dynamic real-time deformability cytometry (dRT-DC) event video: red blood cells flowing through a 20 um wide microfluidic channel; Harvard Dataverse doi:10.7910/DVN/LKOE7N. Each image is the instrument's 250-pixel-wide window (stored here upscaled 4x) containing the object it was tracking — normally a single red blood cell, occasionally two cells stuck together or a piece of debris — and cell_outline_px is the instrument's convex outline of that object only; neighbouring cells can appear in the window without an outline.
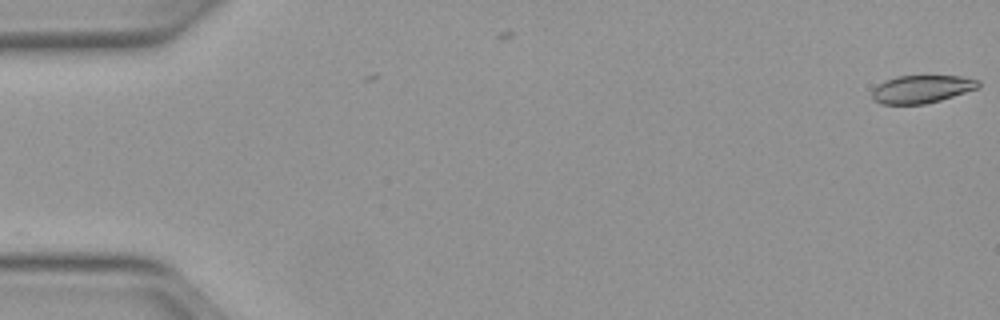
{"species": "Egyptian fruit bat (a non-hibernating species)", "species_latin": "Rousettus aegyptiacus", "temperature_condition": "warm", "stored_images_in_passage": 2, "camera_frame_rate_fps": 3000, "um_per_image_px": 0.085, "animal": {"sex": "female"}, "frame": {"image": 1, "passage_image": 1, "time_ms": 0.0, "image_size_px": [1000, 320], "cell_outline_px": [[980, 84], [976, 88], [940, 100], [924, 104], [880, 104], [872, 100], [872, 92], [884, 80], [896, 76], [960, 76], [980, 80]], "centroid_in_image_um": [78.31, 7.57], "position_along_channel_um": 6.7, "area_um2": 17.05}}